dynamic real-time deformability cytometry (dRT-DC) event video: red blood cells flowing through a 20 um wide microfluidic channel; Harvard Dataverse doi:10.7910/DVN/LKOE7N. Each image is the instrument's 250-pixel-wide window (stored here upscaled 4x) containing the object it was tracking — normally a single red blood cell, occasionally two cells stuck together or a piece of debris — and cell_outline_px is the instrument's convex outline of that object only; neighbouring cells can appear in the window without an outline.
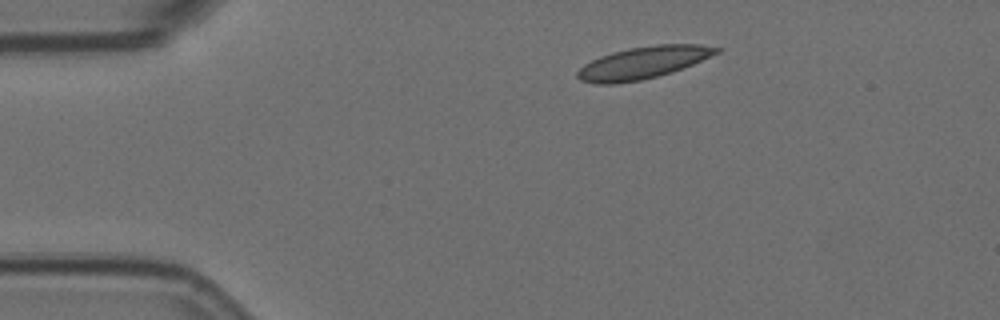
{"species": "Egyptian fruit bat (a non-hibernating species)", "species_latin": "Rousettus aegyptiacus", "temperature_condition": "room temperature", "stored_images_in_passage": 4, "camera_frame_rate_fps": 3000, "um_per_image_px": 0.085, "animal": {"sex": "female"}, "frame": {"image": 1, "passage_image": 1, "time_ms": 0.0, "image_size_px": [1000, 320], "cell_outline_px": [[720, 52], [692, 64], [672, 72], [640, 80], [612, 84], [596, 84], [580, 80], [576, 76], [576, 72], [584, 64], [600, 56], [612, 52], [628, 48], [656, 44], [700, 44], [720, 48]], "centroid_in_image_um": [54.63, 5.32], "position_along_channel_um": 30.4, "area_um2": 25.89}}
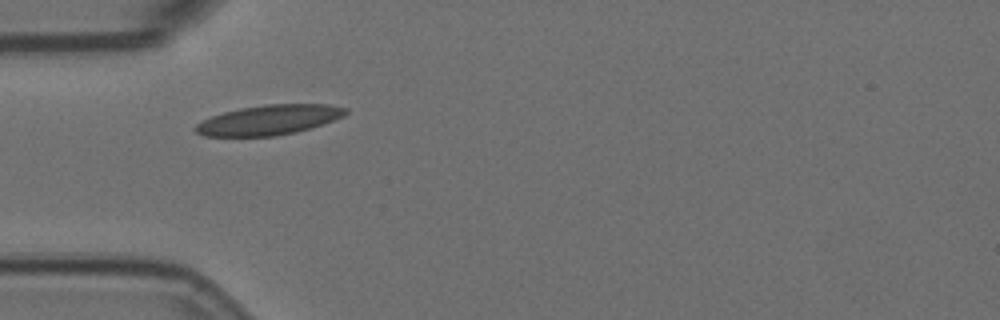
{"frame": {"image": 2, "passage_image": 3, "time_ms": 0.667, "image_size_px": [1000, 320], "cell_outline_px": [[348, 112], [344, 116], [324, 124], [296, 132], [276, 136], [204, 136], [196, 132], [192, 128], [196, 124], [212, 116], [224, 112], [240, 108], [268, 104], [328, 104], [348, 108]], "centroid_in_image_um": [22.89, 10.19], "position_along_channel_um": 62.1, "area_um2": 26.18}}
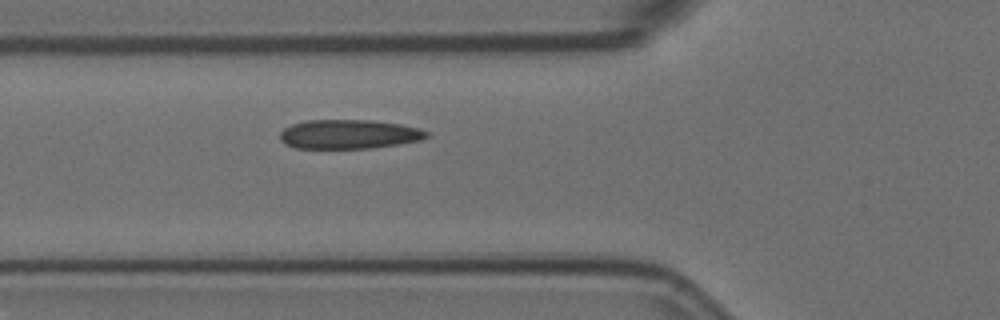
{"frame": {"image": 3, "passage_image": 4, "time_ms": 1.0, "image_size_px": [1000, 320], "cell_outline_px": [[428, 136], [420, 140], [400, 144], [372, 148], [296, 148], [284, 144], [280, 140], [280, 132], [284, 128], [292, 124], [304, 120], [372, 120], [400, 124], [420, 128], [428, 132]], "centroid_in_image_um": [29.64, 11.41], "position_along_channel_um": 96.2, "area_um2": 25.09}}